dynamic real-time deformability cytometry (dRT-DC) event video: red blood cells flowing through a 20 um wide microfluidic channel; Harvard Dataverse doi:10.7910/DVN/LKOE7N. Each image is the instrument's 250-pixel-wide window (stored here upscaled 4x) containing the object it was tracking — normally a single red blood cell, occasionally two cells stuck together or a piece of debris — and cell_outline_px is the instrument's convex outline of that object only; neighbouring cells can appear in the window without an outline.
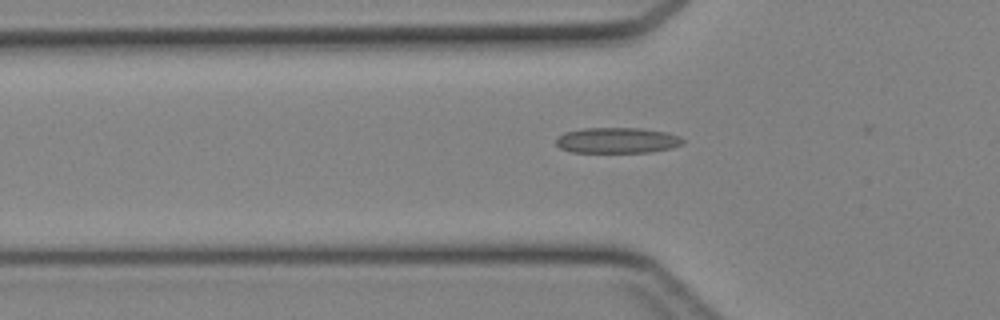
{"species": "Egyptian fruit bat (a non-hibernating species)", "species_latin": "Rousettus aegyptiacus", "temperature_condition": "cold", "stored_images_in_passage": 3, "camera_frame_rate_fps": 3000, "um_per_image_px": 0.085, "animal": {"sex": "female"}, "frame": {"image": 1, "passage_image": 2, "time_ms": 0.333, "image_size_px": [1000, 320], "cell_outline_px": [[684, 144], [672, 148], [652, 152], [572, 152], [560, 148], [556, 144], [556, 136], [564, 132], [584, 128], [640, 128], [668, 132], [680, 136], [684, 140]], "centroid_in_image_um": [52.48, 11.93], "position_along_channel_um": 73.3, "area_um2": 19.19}}